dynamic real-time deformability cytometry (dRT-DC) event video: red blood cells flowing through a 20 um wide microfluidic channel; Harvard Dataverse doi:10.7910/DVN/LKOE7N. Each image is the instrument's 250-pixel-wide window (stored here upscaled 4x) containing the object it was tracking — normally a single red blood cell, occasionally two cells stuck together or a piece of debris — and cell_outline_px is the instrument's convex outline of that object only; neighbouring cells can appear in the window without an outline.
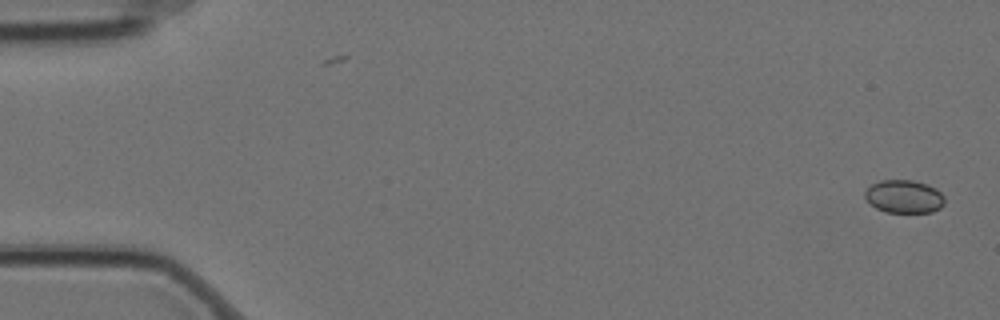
{"species": "Egyptian fruit bat (a non-hibernating species)", "species_latin": "Rousettus aegyptiacus", "temperature_condition": "cold", "stored_images_in_passage": 9, "camera_frame_rate_fps": 3000, "um_per_image_px": 0.085, "animal": {"sex": "female"}, "frame": {"image": 1, "passage_image": 1, "time_ms": 0.0, "image_size_px": [1000, 320], "cell_outline_px": [[944, 204], [940, 208], [932, 212], [884, 212], [876, 208], [864, 196], [864, 192], [872, 184], [880, 180], [912, 180], [928, 184], [936, 188], [944, 196]], "centroid_in_image_um": [76.86, 16.7], "position_along_channel_um": 8.1, "area_um2": 15.37}}
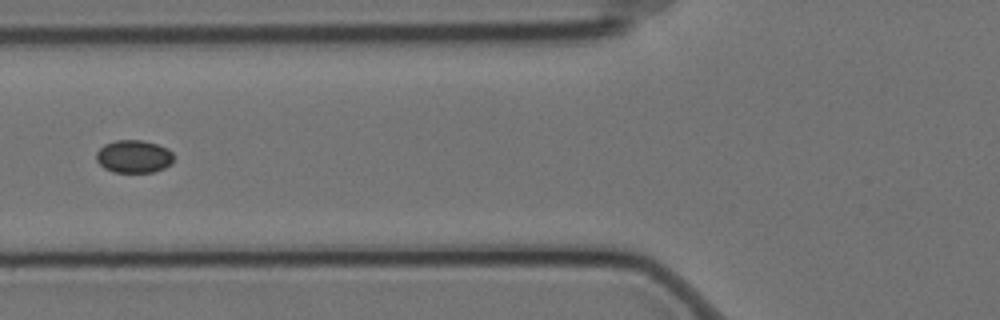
{"frame": {"image": 2, "passage_image": 7, "time_ms": 2.0, "image_size_px": [1000, 320], "cell_outline_px": [[172, 164], [164, 168], [152, 172], [112, 172], [104, 168], [96, 160], [96, 152], [104, 144], [116, 140], [140, 140], [156, 144], [168, 148], [172, 152]], "centroid_in_image_um": [11.36, 13.3], "position_along_channel_um": 114.4, "area_um2": 14.8}}
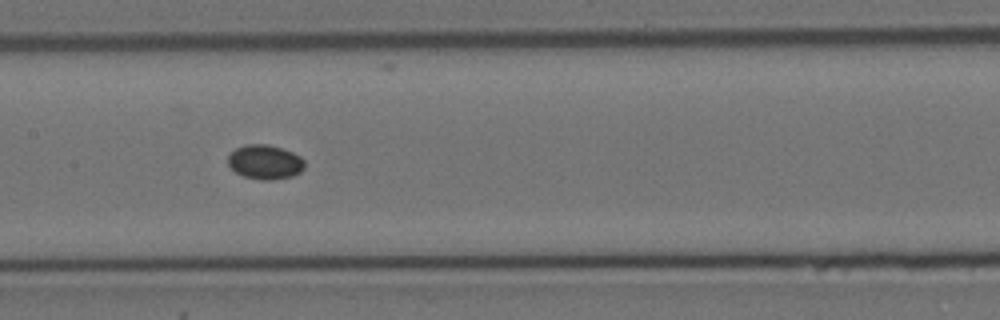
{"frame": {"image": 3, "passage_image": 9, "time_ms": 2.667, "image_size_px": [1000, 320], "cell_outline_px": [[304, 168], [300, 172], [292, 176], [272, 180], [260, 180], [244, 176], [236, 172], [228, 164], [228, 156], [236, 148], [248, 144], [268, 144], [292, 152], [300, 156], [304, 160]], "centroid_in_image_um": [22.53, 13.77], "position_along_channel_um": 184.9, "area_um2": 15.26}}